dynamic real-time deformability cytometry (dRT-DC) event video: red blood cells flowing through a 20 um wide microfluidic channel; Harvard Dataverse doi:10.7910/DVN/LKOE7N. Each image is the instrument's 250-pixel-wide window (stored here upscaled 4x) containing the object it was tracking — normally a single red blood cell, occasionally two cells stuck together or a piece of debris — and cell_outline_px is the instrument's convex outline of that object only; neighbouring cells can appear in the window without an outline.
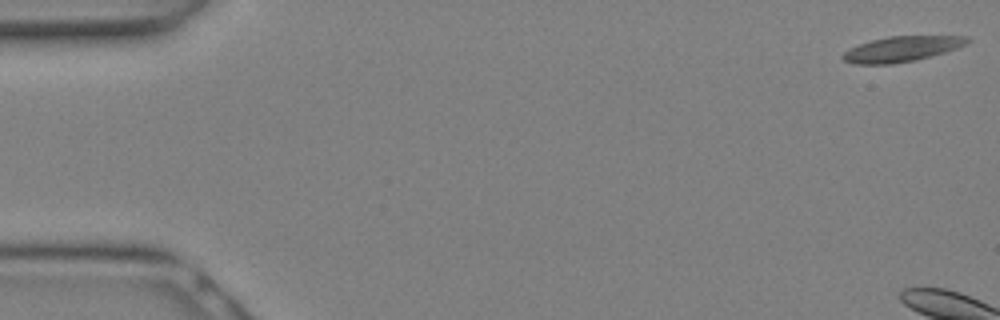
{"species": "Egyptian fruit bat (a non-hibernating species)", "species_latin": "Rousettus aegyptiacus", "temperature_condition": "warm", "stored_images_in_passage": 4, "camera_frame_rate_fps": 3000, "um_per_image_px": 0.085, "animal": {"sex": "female"}, "frame": {"image": 1, "passage_image": 1, "time_ms": 0.0, "image_size_px": [1000, 320], "cell_outline_px": [[972, 40], [968, 44], [944, 52], [916, 60], [892, 64], [856, 64], [844, 60], [840, 56], [844, 52], [860, 44], [872, 40], [888, 36], [968, 36]], "centroid_in_image_um": [76.68, 4.16], "position_along_channel_um": 8.3, "area_um2": 18.26}}